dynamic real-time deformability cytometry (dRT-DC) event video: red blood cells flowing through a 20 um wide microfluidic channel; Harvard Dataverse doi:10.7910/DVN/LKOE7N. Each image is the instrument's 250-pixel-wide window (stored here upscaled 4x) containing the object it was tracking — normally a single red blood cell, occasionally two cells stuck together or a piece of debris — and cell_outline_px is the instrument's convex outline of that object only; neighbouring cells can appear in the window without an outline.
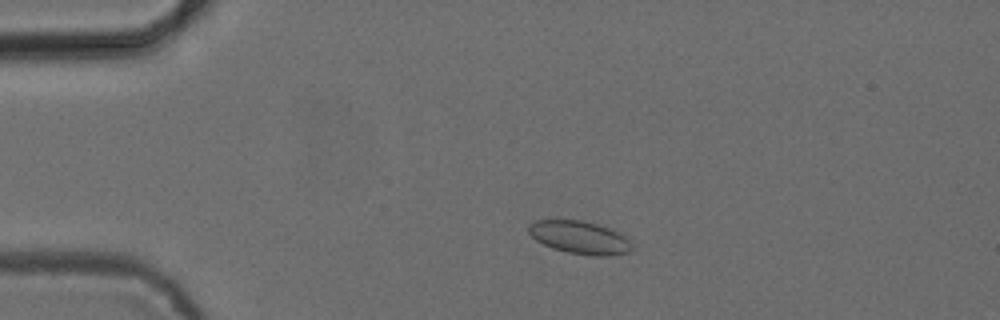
{"species": "common noctule bat (a hibernating species)", "species_latin": "Nyctalus noctula", "temperature_condition": "cold", "stored_images_in_passage": 11, "camera_frame_rate_fps": 3000, "um_per_image_px": 0.085, "animal": {"sex": "female", "body_mass_g": 24.6, "forearm_length_mm": 56.2}, "frame": {"image": 1, "passage_image": 7, "time_ms": 2.0, "image_size_px": [1000, 320], "cell_outline_px": [[632, 248], [628, 252], [604, 256], [596, 256], [568, 252], [552, 248], [536, 240], [528, 232], [528, 224], [536, 220], [580, 220], [596, 224], [608, 228], [624, 236], [628, 240]], "centroid_in_image_um": [49.22, 20.18], "position_along_channel_um": 35.8, "area_um2": 19.42}}